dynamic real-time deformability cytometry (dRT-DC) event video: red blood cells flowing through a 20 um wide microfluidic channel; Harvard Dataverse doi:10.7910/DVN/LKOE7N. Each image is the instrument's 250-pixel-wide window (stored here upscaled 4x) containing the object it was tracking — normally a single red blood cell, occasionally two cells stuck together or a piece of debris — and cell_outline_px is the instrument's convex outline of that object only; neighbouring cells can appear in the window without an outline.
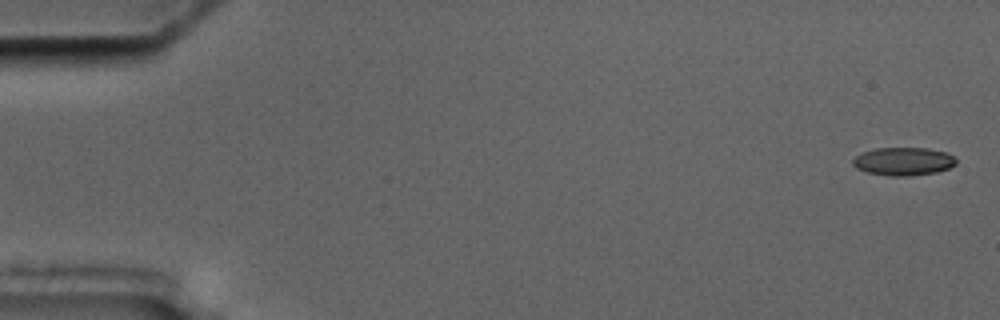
{"species": "common noctule bat (a hibernating species)", "species_latin": "Nyctalus noctula", "temperature_condition": "cold", "stored_images_in_passage": 5, "camera_frame_rate_fps": 3000, "um_per_image_px": 0.085, "animal": {"sex": "male", "body_mass_g": 17.5, "forearm_length_mm": 52.3}, "frame": {"image": 1, "passage_image": 1, "time_ms": 0.0, "image_size_px": [1000, 320], "cell_outline_px": [[956, 164], [948, 168], [936, 172], [908, 176], [888, 176], [868, 172], [856, 168], [852, 164], [852, 160], [856, 156], [864, 152], [876, 148], [928, 148], [948, 152], [956, 160]], "centroid_in_image_um": [76.79, 13.71], "position_along_channel_um": 8.2, "area_um2": 16.88}}
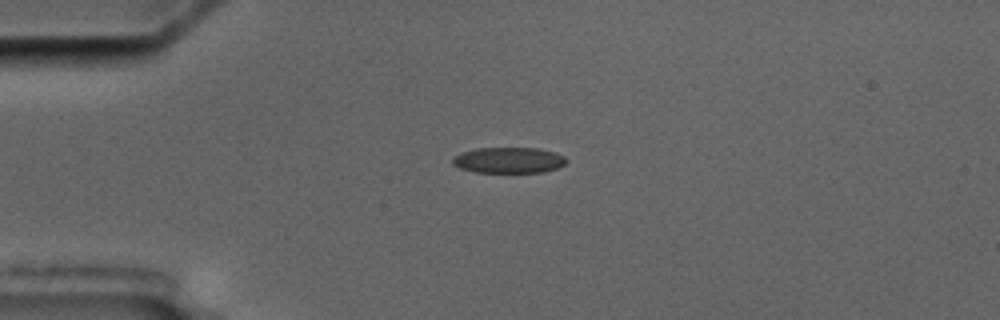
{"frame": {"image": 2, "passage_image": 4, "time_ms": 4.333, "image_size_px": [1000, 320], "cell_outline_px": [[568, 160], [564, 164], [556, 168], [544, 172], [476, 172], [460, 168], [452, 164], [452, 160], [460, 152], [476, 148], [540, 148], [556, 152], [564, 156]], "centroid_in_image_um": [43.25, 13.61], "position_along_channel_um": 41.7, "area_um2": 17.17}}